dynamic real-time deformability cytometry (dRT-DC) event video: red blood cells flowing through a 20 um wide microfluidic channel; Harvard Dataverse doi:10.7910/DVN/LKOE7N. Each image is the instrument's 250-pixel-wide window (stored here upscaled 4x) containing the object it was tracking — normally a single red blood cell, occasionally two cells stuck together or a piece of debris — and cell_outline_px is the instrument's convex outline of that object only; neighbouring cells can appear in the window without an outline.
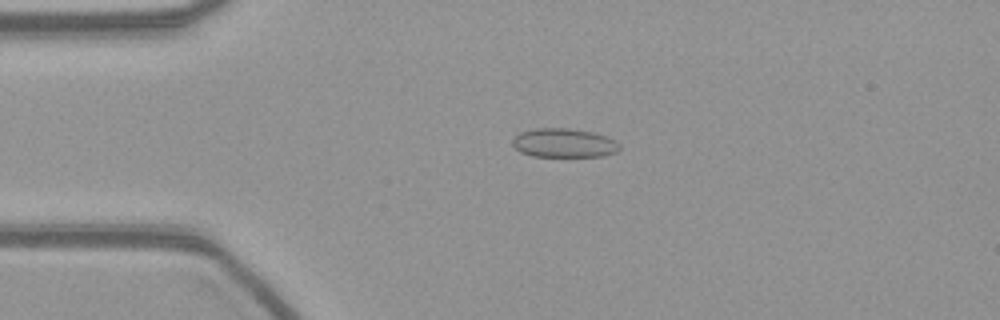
{"species": "common noctule bat (a hibernating species)", "species_latin": "Nyctalus noctula", "temperature_condition": "warm", "stored_images_in_passage": 55, "camera_frame_rate_fps": 3000, "um_per_image_px": 0.085, "animal": {"sex": "female", "body_mass_g": 21.9}, "frame": {"image": 1, "passage_image": 12, "time_ms": 3.667, "image_size_px": [1000, 320], "cell_outline_px": [[620, 148], [616, 152], [604, 156], [532, 156], [520, 152], [512, 144], [512, 140], [520, 132], [536, 128], [568, 128], [592, 132], [608, 136], [616, 140], [620, 144]], "centroid_in_image_um": [47.96, 12.15], "position_along_channel_um": 37.0, "area_um2": 18.15}}
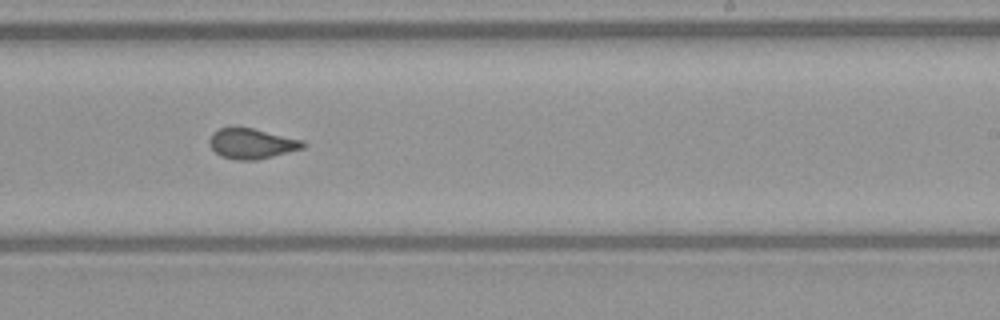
{"frame": {"image": 2, "passage_image": 33, "time_ms": 10.667, "image_size_px": [1000, 320], "cell_outline_px": [[304, 148], [256, 160], [236, 160], [220, 156], [208, 144], [208, 140], [212, 132], [220, 128], [236, 124], [304, 140]], "centroid_in_image_um": [21.34, 12.17], "position_along_channel_um": 267.7, "area_um2": 16.94}}
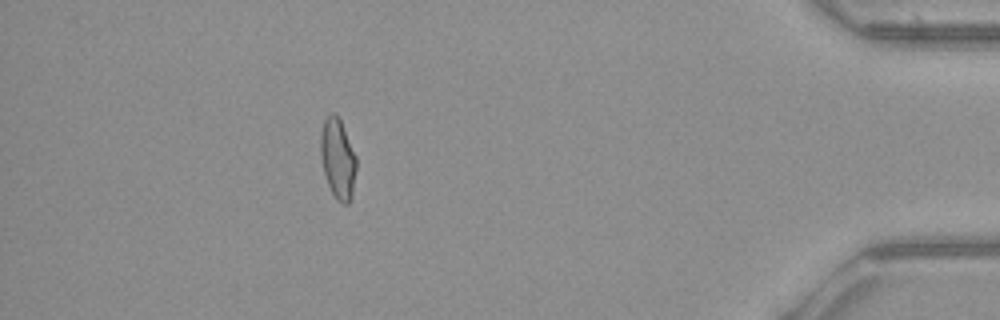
{"frame": {"image": 3, "passage_image": 49, "time_ms": 16.0, "image_size_px": [1000, 320], "cell_outline_px": [[356, 172], [352, 196], [348, 204], [344, 204], [336, 200], [328, 184], [324, 172], [320, 156], [320, 132], [324, 120], [332, 112], [336, 112], [340, 120], [356, 156]], "centroid_in_image_um": [28.7, 13.49], "position_along_channel_um": 406.5, "area_um2": 16.76}}